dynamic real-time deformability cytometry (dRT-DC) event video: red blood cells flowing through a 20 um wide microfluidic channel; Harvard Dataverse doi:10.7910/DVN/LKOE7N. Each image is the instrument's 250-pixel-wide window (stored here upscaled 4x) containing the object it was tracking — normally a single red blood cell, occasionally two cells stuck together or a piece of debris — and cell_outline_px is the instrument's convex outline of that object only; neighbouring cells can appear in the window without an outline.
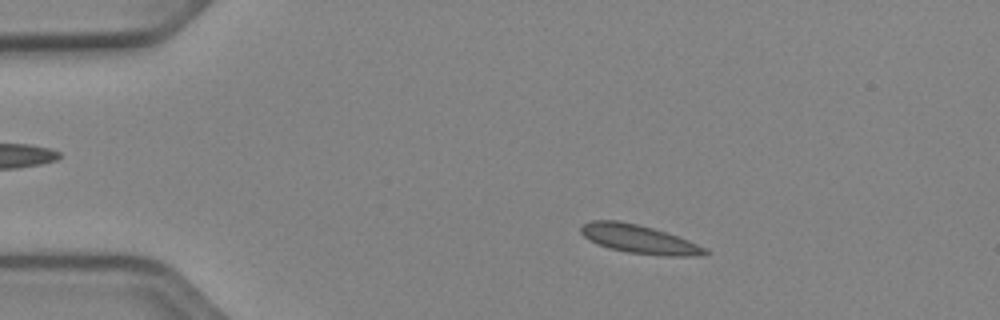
{"species": "Egyptian fruit bat (a non-hibernating species)", "species_latin": "Rousettus aegyptiacus", "temperature_condition": "cold", "stored_images_in_passage": 52, "camera_frame_rate_fps": 3000, "um_per_image_px": 0.085, "animal": {"sex": "female"}, "frame": {"image": 1, "passage_image": 9, "time_ms": 2.667, "image_size_px": [1000, 320], "cell_outline_px": [[712, 252], [696, 256], [664, 256], [628, 252], [608, 248], [596, 244], [584, 236], [580, 232], [580, 224], [592, 220], [616, 220], [636, 224], [652, 228], [688, 240], [708, 248]], "centroid_in_image_um": [54.31, 20.33], "position_along_channel_um": 30.7, "area_um2": 20.69}}
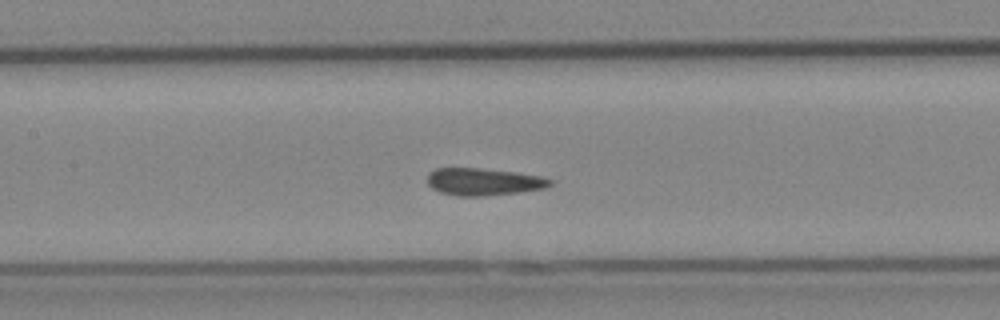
{"frame": {"image": 2, "passage_image": 24, "time_ms": 7.667, "image_size_px": [1000, 320], "cell_outline_px": [[552, 184], [544, 188], [516, 192], [480, 196], [460, 196], [440, 192], [432, 188], [428, 184], [428, 172], [436, 168], [480, 168], [516, 172], [540, 176], [552, 180]], "centroid_in_image_um": [41.07, 15.44], "position_along_channel_um": 166.3, "area_um2": 19.31}}
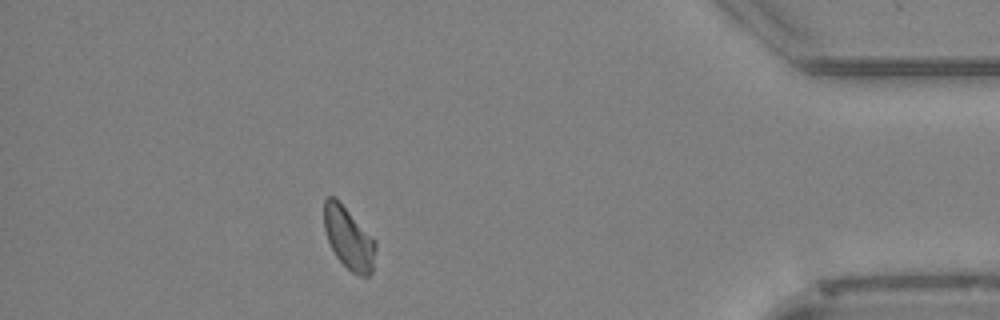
{"frame": {"image": 3, "passage_image": 46, "time_ms": 15.0, "image_size_px": [1000, 320], "cell_outline_px": [[376, 248], [372, 272], [368, 276], [360, 276], [352, 272], [336, 256], [328, 240], [324, 228], [324, 200], [328, 196], [336, 196], [340, 200], [376, 240]], "centroid_in_image_um": [29.65, 20.2], "position_along_channel_um": 405.6, "area_um2": 18.84}}